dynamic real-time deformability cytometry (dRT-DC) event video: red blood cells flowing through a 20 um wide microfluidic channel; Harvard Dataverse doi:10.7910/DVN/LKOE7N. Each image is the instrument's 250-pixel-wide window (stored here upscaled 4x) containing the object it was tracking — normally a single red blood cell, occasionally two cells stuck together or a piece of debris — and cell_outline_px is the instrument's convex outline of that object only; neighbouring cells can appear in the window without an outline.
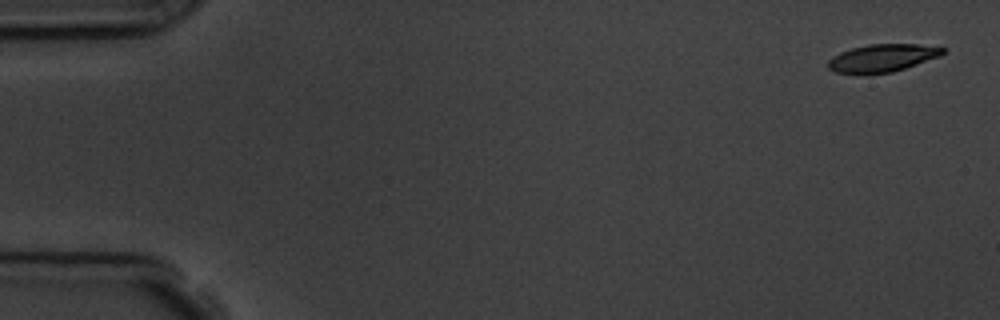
{"species": "common noctule bat (a hibernating species)", "species_latin": "Nyctalus noctula", "temperature_condition": "room temperature", "stored_images_in_passage": 5, "camera_frame_rate_fps": 3000, "um_per_image_px": 0.085, "animal": {"sex": "male", "body_mass_g": 19.5, "forearm_length_mm": 54.6}, "frame": {"image": 1, "passage_image": 1, "time_ms": 0.0, "image_size_px": [1000, 320], "cell_outline_px": [[948, 48], [940, 56], [892, 72], [836, 72], [828, 68], [828, 60], [832, 56], [840, 52], [852, 48], [868, 44], [916, 44]], "centroid_in_image_um": [75.02, 4.89], "position_along_channel_um": 10.0, "area_um2": 18.03}}
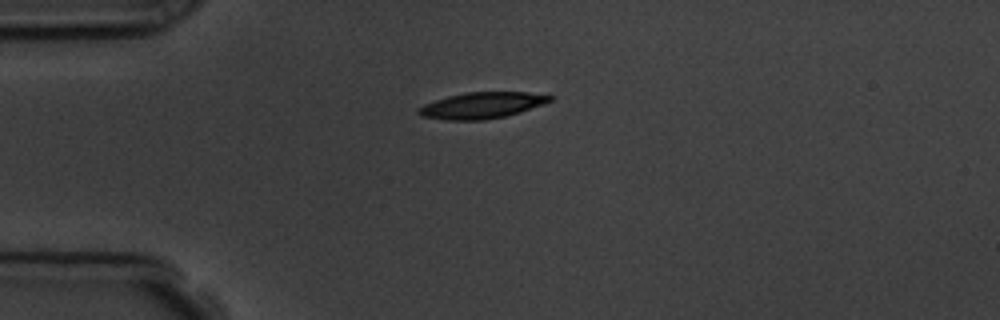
{"frame": {"image": 2, "passage_image": 4, "time_ms": 4.0, "image_size_px": [1000, 320], "cell_outline_px": [[552, 100], [520, 112], [504, 116], [484, 120], [448, 120], [420, 116], [416, 112], [416, 108], [424, 104], [448, 96], [464, 92], [528, 92], [552, 96]], "centroid_in_image_um": [40.89, 8.95], "position_along_channel_um": 44.1, "area_um2": 19.94}}